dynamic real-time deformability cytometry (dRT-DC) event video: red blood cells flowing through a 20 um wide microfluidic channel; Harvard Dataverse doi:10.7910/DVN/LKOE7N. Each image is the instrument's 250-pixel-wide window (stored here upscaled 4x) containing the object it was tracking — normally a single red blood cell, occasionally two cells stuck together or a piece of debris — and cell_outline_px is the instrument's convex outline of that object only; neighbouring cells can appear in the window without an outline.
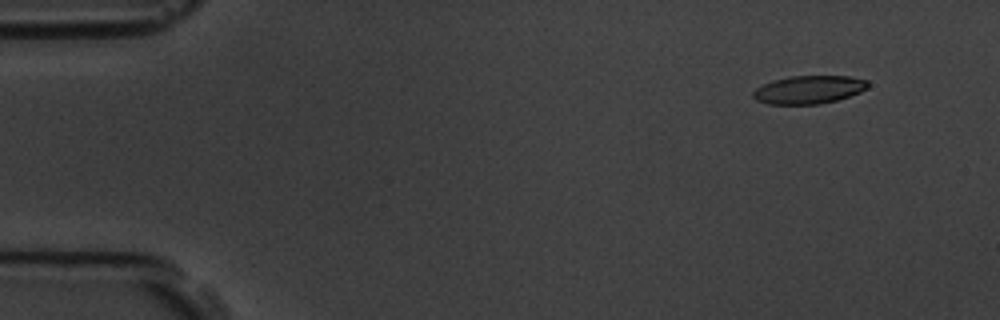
{"species": "common noctule bat (a hibernating species)", "species_latin": "Nyctalus noctula", "temperature_condition": "room temperature", "stored_images_in_passage": 7, "camera_frame_rate_fps": 3000, "um_per_image_px": 0.085, "animal": {"sex": "male", "body_mass_g": 19.5, "forearm_length_mm": 54.6}, "frame": {"image": 1, "passage_image": 1, "time_ms": 0.0, "image_size_px": [1000, 320], "cell_outline_px": [[868, 88], [860, 92], [836, 100], [820, 104], [768, 104], [756, 100], [752, 96], [752, 92], [756, 88], [772, 80], [788, 76], [848, 76], [868, 80]], "centroid_in_image_um": [68.73, 7.62], "position_along_channel_um": 16.3, "area_um2": 18.84}}
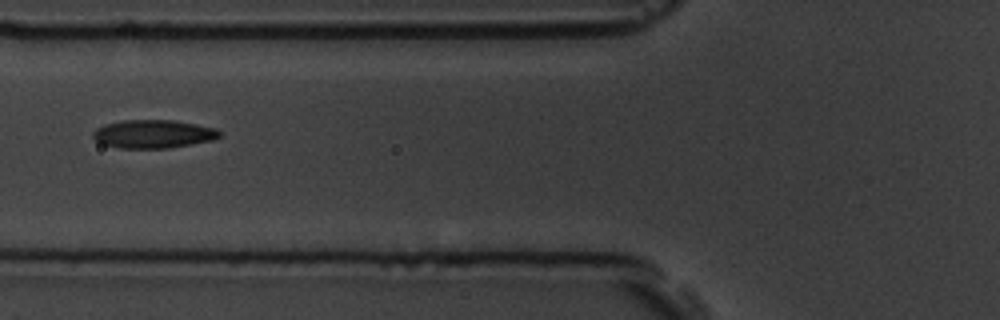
{"frame": {"image": 2, "passage_image": 5, "time_ms": 5.333, "image_size_px": [1000, 320], "cell_outline_px": [[220, 136], [212, 140], [168, 148], [120, 148], [104, 144], [96, 140], [92, 136], [92, 132], [96, 128], [104, 124], [120, 120], [172, 120], [196, 124], [216, 128], [220, 132]], "centroid_in_image_um": [13.0, 11.38], "position_along_channel_um": 112.8, "area_um2": 20.81}}
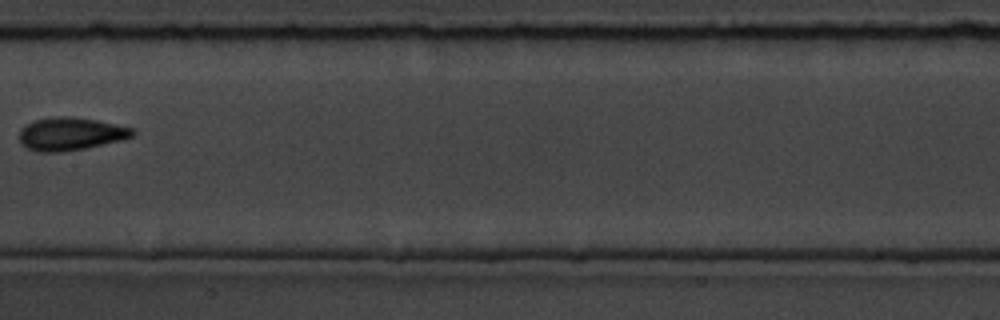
{"frame": {"image": 3, "passage_image": 7, "time_ms": 7.667, "image_size_px": [1000, 320], "cell_outline_px": [[136, 132], [132, 136], [120, 140], [84, 148], [64, 152], [36, 152], [20, 144], [20, 128], [32, 120], [52, 116], [68, 116], [96, 120], [132, 128]], "centroid_in_image_um": [5.93, 11.37], "position_along_channel_um": 201.5, "area_um2": 21.73}}